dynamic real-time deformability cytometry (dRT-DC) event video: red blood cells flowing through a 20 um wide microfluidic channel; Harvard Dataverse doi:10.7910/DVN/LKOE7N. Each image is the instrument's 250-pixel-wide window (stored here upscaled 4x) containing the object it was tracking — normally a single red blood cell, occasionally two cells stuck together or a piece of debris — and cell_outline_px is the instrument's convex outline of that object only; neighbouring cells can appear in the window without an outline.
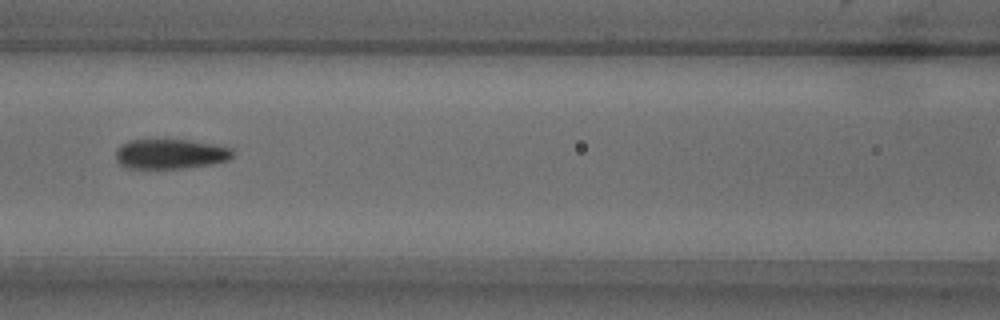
{"species": "common noctule bat (a hibernating species)", "species_latin": "Nyctalus noctula", "temperature_condition": "warm", "stored_images_in_passage": 5, "camera_frame_rate_fps": 3000, "um_per_image_px": 0.085, "animal": {"sex": "male", "body_mass_g": 18.8}, "frame": {"image": 1, "passage_image": 5, "time_ms": 4.667, "image_size_px": [1000, 320], "cell_outline_px": [[236, 152], [228, 160], [212, 164], [184, 168], [128, 168], [120, 164], [116, 160], [116, 148], [120, 144], [128, 140], [192, 140], [216, 144], [232, 148]], "centroid_in_image_um": [14.5, 13.08], "position_along_channel_um": 152.1, "area_um2": 20.58}}